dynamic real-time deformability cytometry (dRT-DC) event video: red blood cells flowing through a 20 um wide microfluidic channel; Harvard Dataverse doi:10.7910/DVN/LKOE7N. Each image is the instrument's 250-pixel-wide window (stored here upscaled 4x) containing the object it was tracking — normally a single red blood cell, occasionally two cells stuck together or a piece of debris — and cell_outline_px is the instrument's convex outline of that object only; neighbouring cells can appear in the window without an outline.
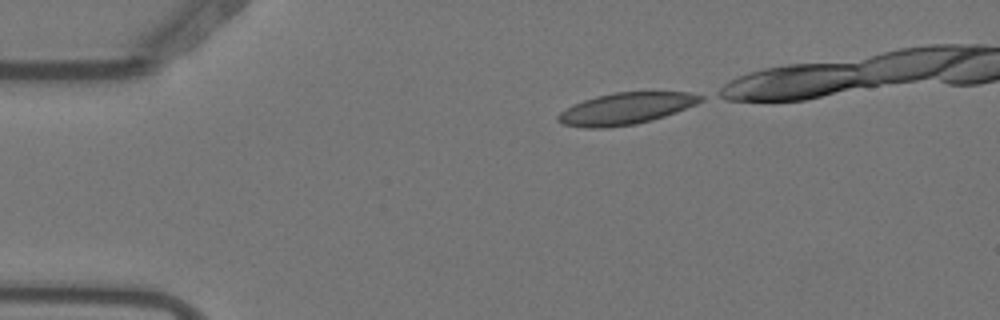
{"species": "Egyptian fruit bat (a non-hibernating species)", "species_latin": "Rousettus aegyptiacus", "temperature_condition": "warm", "stored_images_in_passage": 7, "camera_frame_rate_fps": 3000, "um_per_image_px": 0.085, "animal": {"sex": "female"}, "frame": {"image": 1, "passage_image": 1, "time_ms": 0.0, "image_size_px": [1000, 320], "cell_outline_px": [[704, 100], [696, 104], [676, 112], [652, 120], [636, 124], [608, 128], [584, 128], [564, 124], [556, 120], [556, 116], [560, 112], [584, 100], [596, 96], [612, 92], [688, 92], [704, 96]], "centroid_in_image_um": [53.2, 9.23], "position_along_channel_um": 31.8, "area_um2": 26.24}}
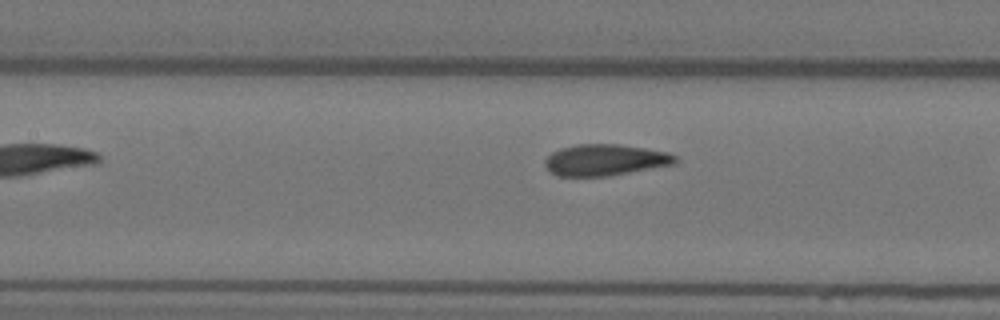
{"frame": {"image": 2, "passage_image": 7, "time_ms": 2.0, "image_size_px": [1000, 320], "cell_outline_px": [[680, 160], [676, 164], [608, 176], [556, 176], [544, 164], [544, 160], [552, 152], [560, 148], [576, 144], [620, 144], [668, 152], [676, 156]], "centroid_in_image_um": [51.46, 13.59], "position_along_channel_um": 155.9, "area_um2": 23.93}}